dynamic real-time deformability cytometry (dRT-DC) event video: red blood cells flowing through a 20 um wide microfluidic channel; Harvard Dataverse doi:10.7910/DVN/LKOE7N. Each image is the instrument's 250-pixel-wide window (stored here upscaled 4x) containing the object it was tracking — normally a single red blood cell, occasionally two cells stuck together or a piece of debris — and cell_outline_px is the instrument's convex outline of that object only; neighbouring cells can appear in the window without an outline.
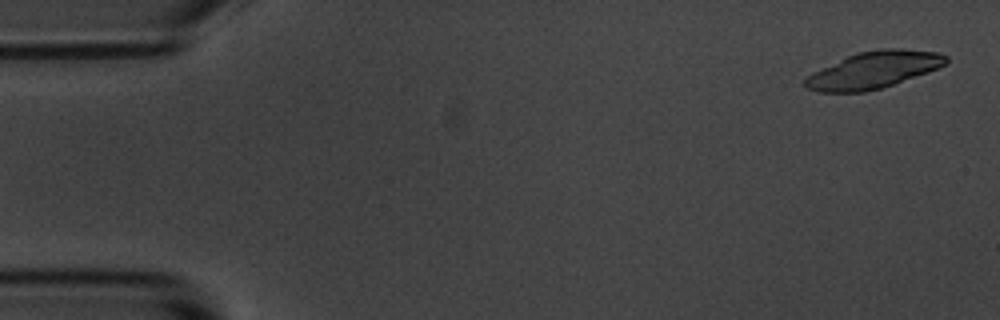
{"species": "common noctule bat (a hibernating species)", "species_latin": "Nyctalus noctula", "temperature_condition": "room temperature", "stored_images_in_passage": 10, "camera_frame_rate_fps": 3000, "um_per_image_px": 0.085, "animal": {"sex": "male", "body_mass_g": 20.1, "forearm_length_mm": 53.5}, "frame": {"image": 1, "passage_image": 1, "time_ms": 0.0, "image_size_px": [1000, 320], "cell_outline_px": [[948, 60], [944, 64], [928, 72], [880, 88], [864, 92], [820, 92], [808, 88], [804, 84], [804, 80], [812, 72], [856, 52], [880, 48], [900, 48], [936, 52], [948, 56]], "centroid_in_image_um": [74.24, 5.93], "position_along_channel_um": 10.8, "area_um2": 29.94}}